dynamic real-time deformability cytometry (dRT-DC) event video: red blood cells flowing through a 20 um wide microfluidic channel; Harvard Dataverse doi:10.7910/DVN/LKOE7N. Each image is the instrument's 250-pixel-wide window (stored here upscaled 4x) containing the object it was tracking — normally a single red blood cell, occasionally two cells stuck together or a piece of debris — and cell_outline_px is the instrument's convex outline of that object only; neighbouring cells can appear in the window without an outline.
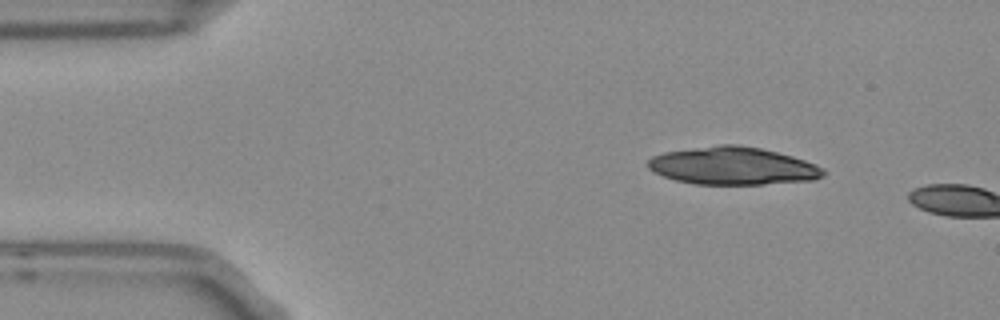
{"species": "Egyptian fruit bat (a non-hibernating species)", "species_latin": "Rousettus aegyptiacus", "temperature_condition": "room temperature", "stored_images_in_passage": 2, "camera_frame_rate_fps": 3000, "um_per_image_px": 0.085, "frame": {"image": 1, "passage_image": 1, "time_ms": 0.0, "image_size_px": [1000, 320], "cell_outline_px": [[824, 176], [816, 180], [764, 184], [696, 184], [676, 180], [652, 172], [648, 168], [648, 160], [652, 156], [664, 152], [720, 144], [736, 144], [760, 148], [792, 156], [816, 164], [824, 168]], "centroid_in_image_um": [62.3, 14.1], "position_along_channel_um": 22.7, "area_um2": 38.55}}